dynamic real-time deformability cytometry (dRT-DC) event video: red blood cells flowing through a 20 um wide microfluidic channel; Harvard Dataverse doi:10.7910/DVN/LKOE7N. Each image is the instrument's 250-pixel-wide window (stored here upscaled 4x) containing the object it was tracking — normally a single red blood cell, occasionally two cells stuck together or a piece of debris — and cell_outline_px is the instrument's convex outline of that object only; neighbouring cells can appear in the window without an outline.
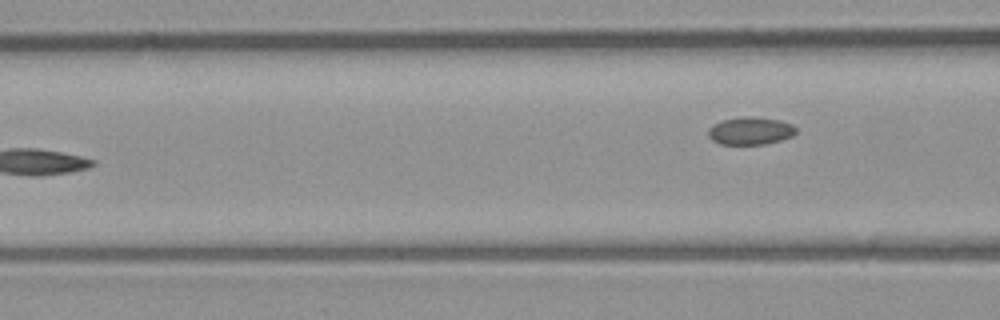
{"species": "common noctule bat (a hibernating species)", "species_latin": "Nyctalus noctula", "temperature_condition": "room temperature", "stored_images_in_passage": 5, "camera_frame_rate_fps": 3000, "um_per_image_px": 0.085, "animal": {"sex": "male", "body_mass_g": 23.1, "forearm_length_mm": 52.7}, "frame": {"image": 1, "passage_image": 5, "time_ms": 4.667, "image_size_px": [1000, 320], "cell_outline_px": [[796, 132], [792, 136], [780, 140], [764, 144], [720, 144], [712, 140], [708, 136], [708, 128], [712, 124], [720, 120], [740, 116], [752, 116], [780, 120], [792, 124], [796, 128]], "centroid_in_image_um": [63.75, 11.1], "position_along_channel_um": 102.9, "area_um2": 14.33}}